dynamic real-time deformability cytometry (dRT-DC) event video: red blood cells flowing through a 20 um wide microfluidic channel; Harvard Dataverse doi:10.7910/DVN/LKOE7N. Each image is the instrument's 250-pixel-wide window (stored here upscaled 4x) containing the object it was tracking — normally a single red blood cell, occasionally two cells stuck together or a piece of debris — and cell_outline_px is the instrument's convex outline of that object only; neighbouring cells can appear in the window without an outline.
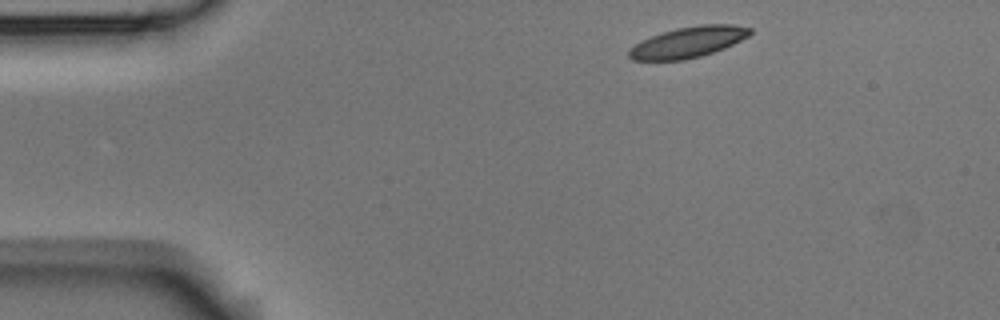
{"species": "Egyptian fruit bat (a non-hibernating species)", "species_latin": "Rousettus aegyptiacus", "temperature_condition": "room temperature", "stored_images_in_passage": 3, "camera_frame_rate_fps": 3000, "um_per_image_px": 0.085, "animal": {"sex": "male"}, "frame": {"image": 1, "passage_image": 1, "time_ms": 0.0, "image_size_px": [1000, 320], "cell_outline_px": [[752, 32], [748, 36], [724, 48], [700, 56], [684, 60], [632, 60], [628, 56], [628, 48], [640, 40], [660, 32], [676, 28], [700, 24], [736, 24], [752, 28]], "centroid_in_image_um": [58.46, 3.57], "position_along_channel_um": 26.5, "area_um2": 21.96}}